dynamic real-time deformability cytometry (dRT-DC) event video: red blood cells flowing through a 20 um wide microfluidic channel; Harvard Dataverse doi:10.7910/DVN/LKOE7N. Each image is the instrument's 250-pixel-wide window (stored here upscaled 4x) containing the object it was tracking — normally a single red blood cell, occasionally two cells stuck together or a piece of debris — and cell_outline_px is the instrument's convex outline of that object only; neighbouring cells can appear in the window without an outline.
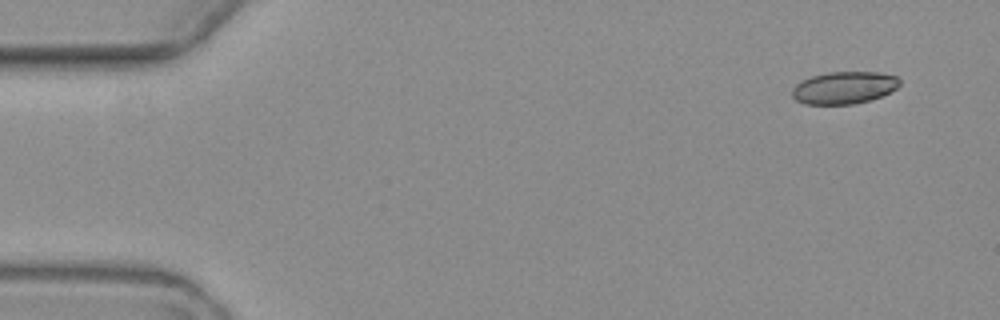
{"species": "common noctule bat (a hibernating species)", "species_latin": "Nyctalus noctula", "temperature_condition": "warm", "stored_images_in_passage": 7, "camera_frame_rate_fps": 3000, "um_per_image_px": 0.085, "animal": {"sex": "female", "body_mass_g": 19.3, "forearm_length_mm": 54.1}, "frame": {"image": 1, "passage_image": 1, "time_ms": 0.0, "image_size_px": [1000, 320], "cell_outline_px": [[900, 84], [896, 88], [880, 96], [868, 100], [852, 104], [804, 104], [796, 100], [792, 96], [792, 88], [796, 84], [812, 76], [828, 72], [880, 72], [896, 76], [900, 80]], "centroid_in_image_um": [71.73, 7.45], "position_along_channel_um": 13.3, "area_um2": 20.06}}
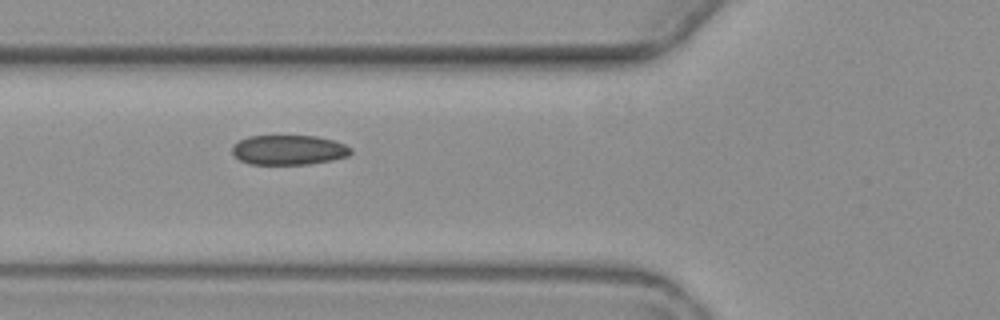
{"frame": {"image": 2, "passage_image": 5, "time_ms": 5.667, "image_size_px": [1000, 320], "cell_outline_px": [[352, 152], [348, 156], [332, 160], [308, 164], [248, 164], [240, 160], [232, 152], [232, 148], [240, 140], [248, 136], [316, 136], [336, 140], [352, 148]], "centroid_in_image_um": [24.58, 12.74], "position_along_channel_um": 101.2, "area_um2": 20.58}}
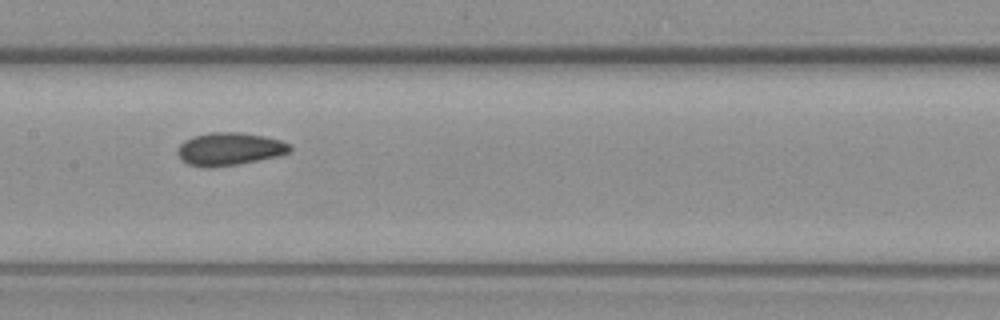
{"frame": {"image": 3, "passage_image": 7, "time_ms": 8.0, "image_size_px": [1000, 320], "cell_outline_px": [[292, 148], [288, 152], [276, 156], [236, 164], [212, 168], [204, 168], [188, 164], [180, 160], [176, 152], [180, 144], [184, 140], [192, 136], [212, 132], [240, 132], [264, 136], [280, 140], [288, 144]], "centroid_in_image_um": [19.43, 12.66], "position_along_channel_um": 188.0, "area_um2": 21.44}}